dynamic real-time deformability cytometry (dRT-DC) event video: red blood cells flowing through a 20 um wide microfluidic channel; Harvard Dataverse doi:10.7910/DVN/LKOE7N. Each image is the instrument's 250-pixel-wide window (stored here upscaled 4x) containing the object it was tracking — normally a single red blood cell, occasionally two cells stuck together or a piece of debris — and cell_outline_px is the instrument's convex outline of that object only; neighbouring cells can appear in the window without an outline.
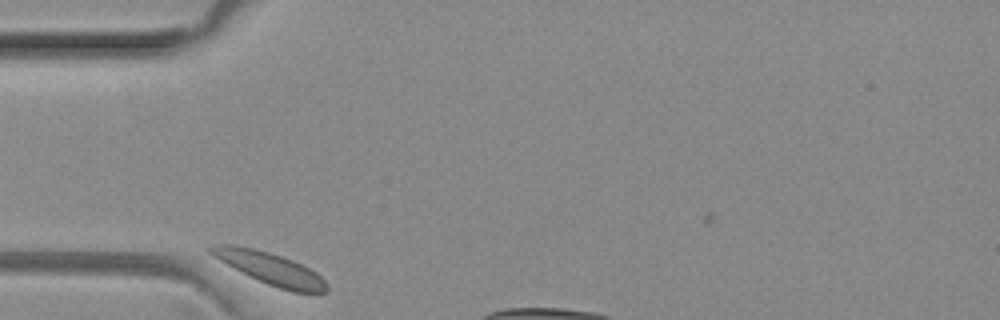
{"species": "common noctule bat (a hibernating species)", "species_latin": "Nyctalus noctula", "temperature_condition": "room temperature", "stored_images_in_passage": 2, "camera_frame_rate_fps": 3000, "um_per_image_px": 0.085, "animal": {"sex": "female", "body_mass_g": 29.2, "forearm_length_mm": 56.3}, "frame": {"image": 1, "passage_image": 1, "time_ms": 0.0, "image_size_px": [1000, 320], "cell_outline_px": [[328, 292], [292, 292], [268, 284], [212, 256], [204, 248], [212, 244], [236, 244], [268, 252], [292, 260], [316, 272], [328, 284]], "centroid_in_image_um": [22.93, 22.79], "position_along_channel_um": 62.1, "area_um2": 21.21}}